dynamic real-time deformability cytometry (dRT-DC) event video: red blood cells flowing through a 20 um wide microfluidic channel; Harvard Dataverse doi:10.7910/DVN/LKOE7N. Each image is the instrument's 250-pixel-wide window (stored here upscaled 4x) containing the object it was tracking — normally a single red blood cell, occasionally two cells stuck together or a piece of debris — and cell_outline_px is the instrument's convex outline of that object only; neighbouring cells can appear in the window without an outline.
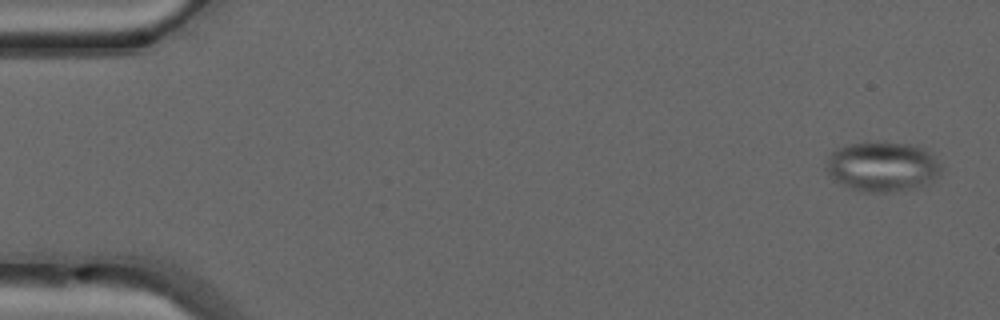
{"species": "common noctule bat (a hibernating species)", "species_latin": "Nyctalus noctula", "temperature_condition": "warm", "stored_images_in_passage": 49, "camera_frame_rate_fps": 3000, "um_per_image_px": 0.085, "animal": {"sex": "male", "forearm_length_mm": 52.5}, "frame": {"image": 1, "passage_image": 2, "time_ms": 0.333, "image_size_px": [1000, 320], "cell_outline_px": [[940, 172], [932, 184], [892, 192], [860, 192], [848, 188], [836, 180], [824, 168], [828, 156], [836, 148], [844, 144], [864, 140], [884, 140], [920, 144], [940, 164]], "centroid_in_image_um": [74.99, 14.11], "position_along_channel_um": 10.0, "area_um2": 34.68}}
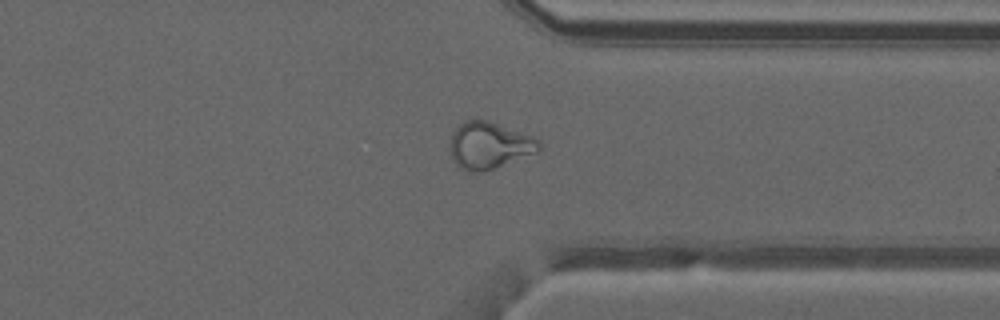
{"frame": {"image": 2, "passage_image": 38, "time_ms": 12.333, "image_size_px": [1000, 320], "cell_outline_px": [[540, 152], [480, 172], [472, 172], [460, 168], [452, 160], [452, 136], [456, 124], [464, 120], [488, 120], [532, 136], [540, 140]], "centroid_in_image_um": [41.6, 12.34], "position_along_channel_um": 369.8, "area_um2": 24.1}}
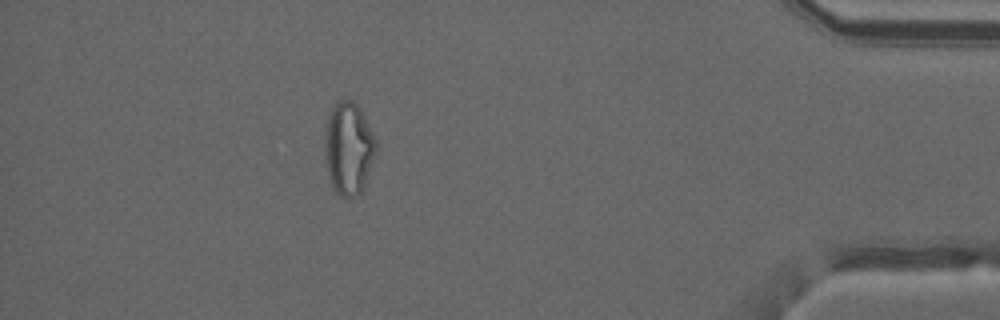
{"frame": {"image": 3, "passage_image": 44, "time_ms": 14.333, "image_size_px": [1000, 320], "cell_outline_px": [[376, 152], [364, 184], [360, 192], [356, 196], [340, 196], [336, 192], [332, 184], [328, 172], [324, 156], [324, 140], [328, 116], [336, 100], [352, 100], [360, 108], [376, 140]], "centroid_in_image_um": [29.61, 12.57], "position_along_channel_um": 405.6, "area_um2": 27.34}, "authors_computed_cell_mechanics": {"area_um2": 27.3394, "velocity_mm_per_s": 4.1484, "shape_relaxation_time_tau1_ms": null, "shape_relaxation_time_tau2_ms": 1.2522, "deformation_change_tau1": null, "deformation_change_tau2": 0.073}}